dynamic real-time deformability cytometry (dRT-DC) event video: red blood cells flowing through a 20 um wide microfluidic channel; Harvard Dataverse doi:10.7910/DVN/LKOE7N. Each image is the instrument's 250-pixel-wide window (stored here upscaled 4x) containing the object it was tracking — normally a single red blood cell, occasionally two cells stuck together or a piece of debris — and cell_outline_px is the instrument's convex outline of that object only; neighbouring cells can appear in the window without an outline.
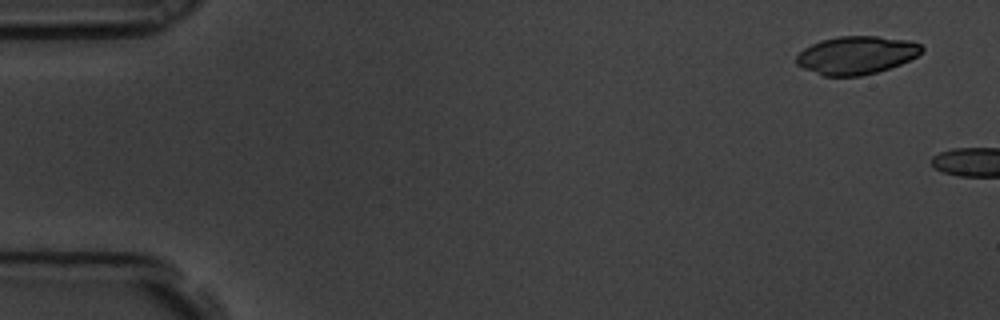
{"species": "common noctule bat (a hibernating species)", "species_latin": "Nyctalus noctula", "temperature_condition": "room temperature", "stored_images_in_passage": 2, "camera_frame_rate_fps": 3000, "um_per_image_px": 0.085, "animal": {"sex": "male", "body_mass_g": 19.5, "forearm_length_mm": 54.6}, "frame": {"image": 1, "passage_image": 1, "time_ms": 0.0, "image_size_px": [1000, 320], "cell_outline_px": [[924, 48], [916, 56], [900, 64], [876, 72], [860, 76], [824, 76], [804, 68], [796, 64], [796, 56], [804, 48], [820, 40], [840, 36], [876, 36], [908, 40], [920, 44]], "centroid_in_image_um": [72.77, 4.68], "position_along_channel_um": 12.2, "area_um2": 27.57}}